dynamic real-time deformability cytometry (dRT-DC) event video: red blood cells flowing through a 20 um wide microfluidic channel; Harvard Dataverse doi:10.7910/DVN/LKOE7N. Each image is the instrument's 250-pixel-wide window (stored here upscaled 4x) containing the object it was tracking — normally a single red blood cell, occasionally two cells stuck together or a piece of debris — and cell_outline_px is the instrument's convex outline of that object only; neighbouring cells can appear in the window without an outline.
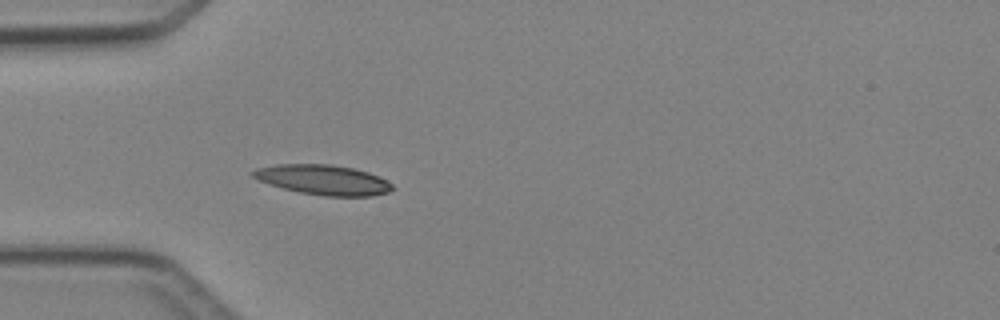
{"species": "Egyptian fruit bat (a non-hibernating species)", "species_latin": "Rousettus aegyptiacus", "temperature_condition": "cold", "stored_images_in_passage": 5, "camera_frame_rate_fps": 3000, "um_per_image_px": 0.085, "animal": {"sex": "female"}, "frame": {"image": 1, "passage_image": 5, "time_ms": 4.667, "image_size_px": [1000, 320], "cell_outline_px": [[392, 188], [388, 192], [372, 196], [324, 196], [300, 192], [268, 184], [252, 176], [248, 172], [256, 168], [276, 164], [332, 164], [352, 168], [368, 172], [392, 184]], "centroid_in_image_um": [27.41, 15.27], "position_along_channel_um": 57.6, "area_um2": 24.16}}